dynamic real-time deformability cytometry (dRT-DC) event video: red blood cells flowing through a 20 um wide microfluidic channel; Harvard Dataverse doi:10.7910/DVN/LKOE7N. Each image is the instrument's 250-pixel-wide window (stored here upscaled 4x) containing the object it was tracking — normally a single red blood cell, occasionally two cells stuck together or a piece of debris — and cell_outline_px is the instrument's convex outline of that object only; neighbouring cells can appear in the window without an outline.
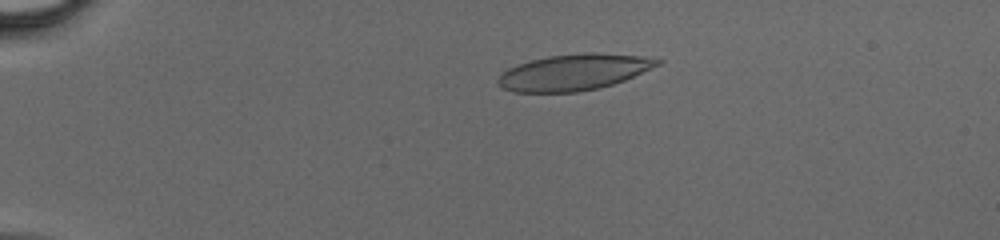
{"species": "human", "species_latin": "Homo sapiens", "temperature_condition": "cold", "stored_images_in_passage": 39, "camera_frame_rate_fps": 3000, "um_per_image_px": 0.085, "donor": {"sex": "male"}, "frame": {"image": 1, "passage_image": 3, "time_ms": 0.667, "image_size_px": [1000, 240], "cell_outline_px": [[664, 60], [660, 64], [624, 80], [600, 88], [576, 92], [512, 92], [504, 88], [496, 80], [500, 72], [516, 64], [548, 56], [584, 52], [596, 52], [644, 56]], "centroid_in_image_um": [48.76, 6.13], "position_along_channel_um": 36.2, "area_um2": 33.7}}
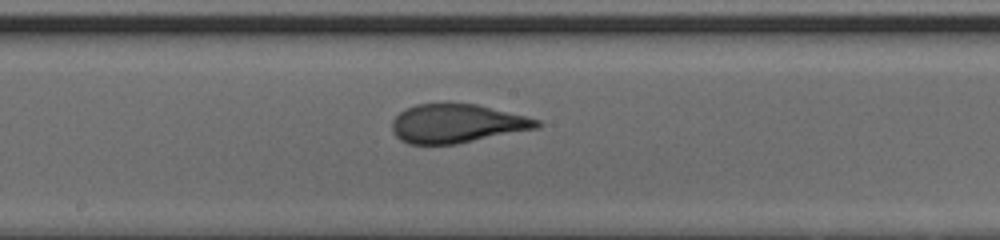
{"frame": {"image": 2, "passage_image": 19, "time_ms": 6.0, "image_size_px": [1000, 240], "cell_outline_px": [[544, 124], [540, 128], [456, 144], [408, 144], [400, 140], [392, 132], [392, 120], [400, 112], [416, 104], [444, 100], [476, 104], [540, 120]], "centroid_in_image_um": [38.82, 10.47], "position_along_channel_um": 209.4, "area_um2": 33.47}}
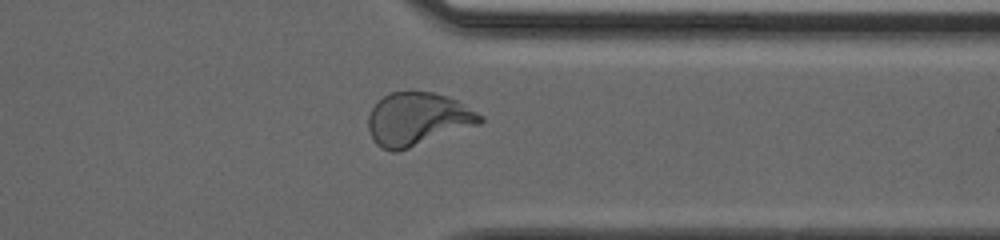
{"frame": {"image": 3, "passage_image": 30, "time_ms": 9.667, "image_size_px": [1000, 240], "cell_outline_px": [[484, 120], [480, 124], [396, 152], [392, 152], [380, 148], [372, 140], [368, 128], [368, 116], [372, 108], [384, 96], [392, 92], [432, 92], [456, 100], [484, 116]], "centroid_in_image_um": [35.48, 10.14], "position_along_channel_um": 375.9, "area_um2": 34.28}}